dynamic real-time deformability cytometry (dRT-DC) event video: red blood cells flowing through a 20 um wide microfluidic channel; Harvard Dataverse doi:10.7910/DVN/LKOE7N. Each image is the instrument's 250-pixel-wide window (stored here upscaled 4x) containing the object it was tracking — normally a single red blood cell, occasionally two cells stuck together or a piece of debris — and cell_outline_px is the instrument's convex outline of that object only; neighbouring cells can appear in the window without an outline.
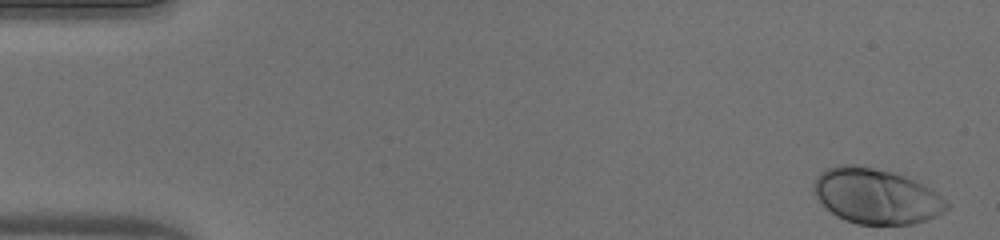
{"species": "human", "species_latin": "Homo sapiens", "temperature_condition": "warm", "stored_images_in_passage": 50, "camera_frame_rate_fps": 3000, "um_per_image_px": 0.085, "donor": {"sex": "male"}, "frame": {"image": 1, "passage_image": 1, "time_ms": 0.0, "image_size_px": [1000, 240], "cell_outline_px": [[948, 208], [944, 212], [936, 216], [912, 224], [856, 224], [844, 220], [836, 216], [812, 192], [812, 184], [816, 176], [824, 168], [840, 164], [852, 164], [892, 172], [904, 176], [936, 192], [948, 204]], "centroid_in_image_um": [74.41, 16.66], "position_along_channel_um": 10.6, "area_um2": 42.54}}
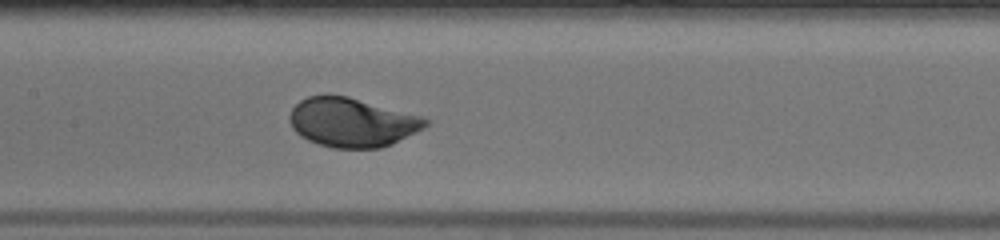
{"frame": {"image": 2, "passage_image": 24, "time_ms": 7.667, "image_size_px": [1000, 240], "cell_outline_px": [[432, 120], [424, 128], [392, 144], [380, 148], [332, 148], [308, 140], [300, 136], [292, 128], [288, 120], [288, 116], [292, 108], [300, 100], [308, 96], [328, 92], [348, 96], [420, 116]], "centroid_in_image_um": [29.88, 10.38], "position_along_channel_um": 177.5, "area_um2": 39.3}}
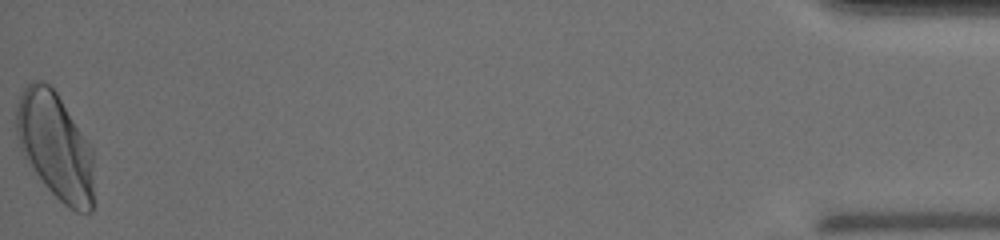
{"frame": {"image": 3, "passage_image": 50, "time_ms": 16.333, "image_size_px": [1000, 240], "cell_outline_px": [[92, 212], [76, 212], [64, 204], [44, 184], [28, 164], [20, 152], [16, 136], [16, 108], [20, 96], [24, 88], [32, 80], [44, 80], [56, 92], [92, 148]], "centroid_in_image_um": [4.66, 12.39], "position_along_channel_um": 430.5, "area_um2": 47.92}, "authors_computed_cell_mechanics": {"area_um2": 39.5352, "velocity_mm_per_s": 4.0306, "shape_relaxation_time_tau1_ms": 1.9909, "shape_relaxation_time_tau2_ms": null, "deformation_change_tau1": 0.1324, "deformation_change_tau2": null}}